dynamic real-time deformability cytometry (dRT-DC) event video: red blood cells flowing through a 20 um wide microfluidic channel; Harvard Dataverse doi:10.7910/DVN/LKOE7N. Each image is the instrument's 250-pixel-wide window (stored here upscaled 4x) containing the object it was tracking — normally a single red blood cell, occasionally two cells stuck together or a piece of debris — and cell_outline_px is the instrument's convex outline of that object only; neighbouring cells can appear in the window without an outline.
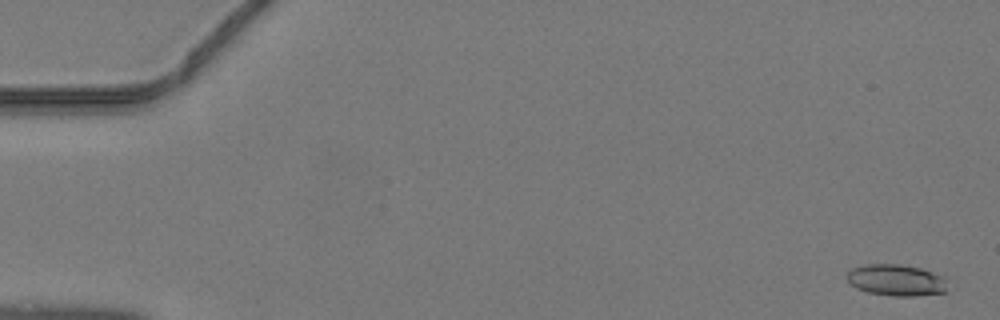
{"species": "common noctule bat (a hibernating species)", "species_latin": "Nyctalus noctula", "temperature_condition": "warm", "stored_images_in_passage": 46, "camera_frame_rate_fps": 3000, "um_per_image_px": 0.085, "animal": {"sex": "male", "body_mass_g": 19.2, "forearm_length_mm": 51.8}, "frame": {"image": 1, "passage_image": 2, "time_ms": 0.333, "image_size_px": [1000, 320], "cell_outline_px": [[948, 276], [944, 292], [916, 296], [892, 296], [868, 292], [856, 288], [848, 280], [848, 272], [852, 268], [864, 264], [900, 264], [920, 268]], "centroid_in_image_um": [76.22, 23.8], "position_along_channel_um": 8.8, "area_um2": 18.55}}
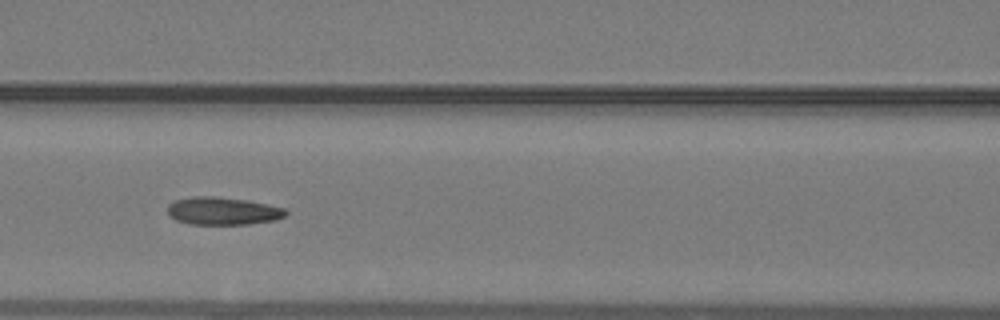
{"frame": {"image": 2, "passage_image": 21, "time_ms": 6.667, "image_size_px": [1000, 320], "cell_outline_px": [[288, 212], [284, 216], [272, 220], [248, 224], [192, 224], [176, 220], [168, 216], [168, 204], [176, 200], [196, 196], [216, 196], [248, 200], [284, 208]], "centroid_in_image_um": [18.91, 17.93], "position_along_channel_um": 147.7, "area_um2": 18.96}}
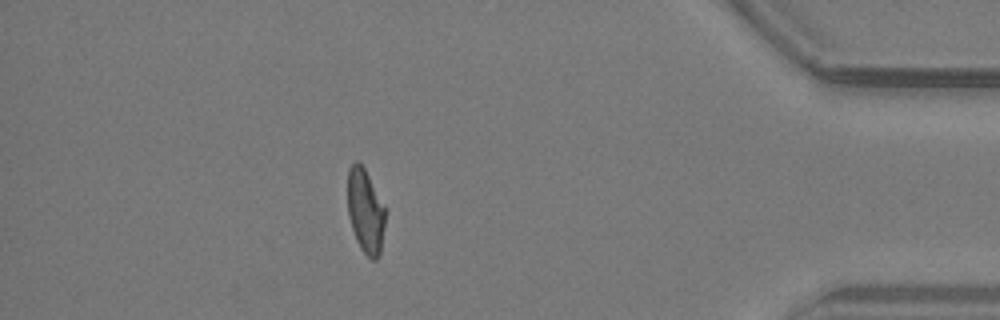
{"frame": {"image": 3, "passage_image": 41, "time_ms": 13.333, "image_size_px": [1000, 320], "cell_outline_px": [[384, 224], [380, 256], [376, 260], [372, 260], [360, 248], [356, 240], [348, 216], [348, 168], [356, 160], [364, 168], [384, 208]], "centroid_in_image_um": [31.03, 17.98], "position_along_channel_um": 404.2, "area_um2": 18.03}}